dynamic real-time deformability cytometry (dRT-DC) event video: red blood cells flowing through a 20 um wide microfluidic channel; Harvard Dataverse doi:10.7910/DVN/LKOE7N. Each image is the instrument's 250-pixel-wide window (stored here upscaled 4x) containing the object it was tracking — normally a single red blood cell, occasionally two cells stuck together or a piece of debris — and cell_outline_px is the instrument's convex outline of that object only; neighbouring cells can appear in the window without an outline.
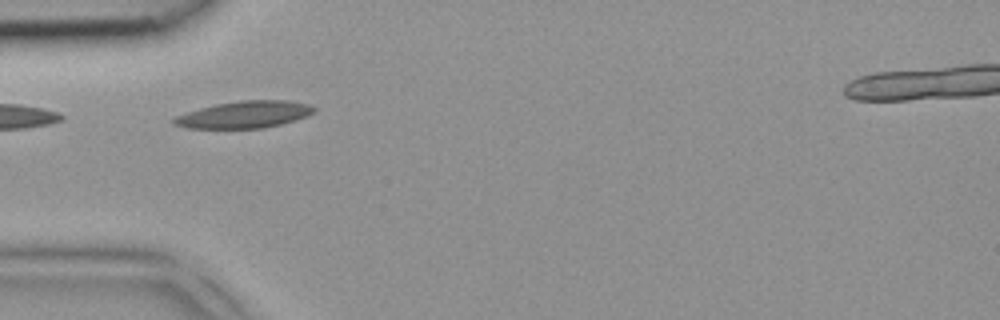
{"species": "common noctule bat (a hibernating species)", "species_latin": "Nyctalus noctula", "temperature_condition": "room temperature", "stored_images_in_passage": 1, "camera_frame_rate_fps": 3000, "um_per_image_px": 0.085, "animal": {"sex": "female", "body_mass_g": 18.4}, "frame": {"image": 1, "passage_image": 1, "time_ms": 0.0, "image_size_px": [1000, 320], "cell_outline_px": [[316, 112], [296, 120], [264, 128], [184, 128], [172, 124], [172, 120], [176, 116], [200, 108], [216, 104], [240, 100], [288, 100], [308, 104], [316, 108]], "centroid_in_image_um": [20.79, 9.74], "position_along_channel_um": 64.2, "area_um2": 22.02}}